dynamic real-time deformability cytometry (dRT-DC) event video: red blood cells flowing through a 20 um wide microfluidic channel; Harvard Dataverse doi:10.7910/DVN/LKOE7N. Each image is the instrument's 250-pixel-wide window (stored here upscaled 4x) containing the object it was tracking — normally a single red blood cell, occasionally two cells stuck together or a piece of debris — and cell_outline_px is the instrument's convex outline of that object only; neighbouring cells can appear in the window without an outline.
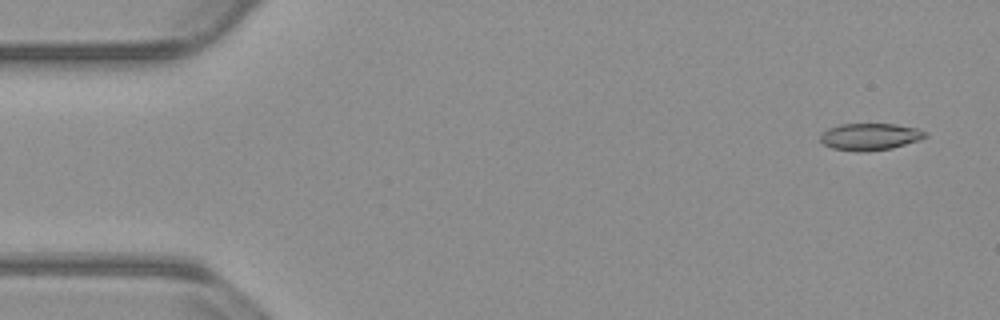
{"species": "common noctule bat (a hibernating species)", "species_latin": "Nyctalus noctula", "temperature_condition": "warm", "stored_images_in_passage": 14, "camera_frame_rate_fps": 3000, "um_per_image_px": 0.085, "animal": {"sex": "male", "body_mass_g": 23.1, "forearm_length_mm": 52.7}, "frame": {"image": 1, "passage_image": 3, "time_ms": 0.667, "image_size_px": [1000, 320], "cell_outline_px": [[928, 136], [920, 140], [892, 148], [868, 152], [856, 152], [832, 148], [824, 144], [820, 140], [820, 136], [828, 128], [840, 124], [896, 124], [916, 128], [928, 132]], "centroid_in_image_um": [73.98, 11.63], "position_along_channel_um": 11.0, "area_um2": 16.65}}